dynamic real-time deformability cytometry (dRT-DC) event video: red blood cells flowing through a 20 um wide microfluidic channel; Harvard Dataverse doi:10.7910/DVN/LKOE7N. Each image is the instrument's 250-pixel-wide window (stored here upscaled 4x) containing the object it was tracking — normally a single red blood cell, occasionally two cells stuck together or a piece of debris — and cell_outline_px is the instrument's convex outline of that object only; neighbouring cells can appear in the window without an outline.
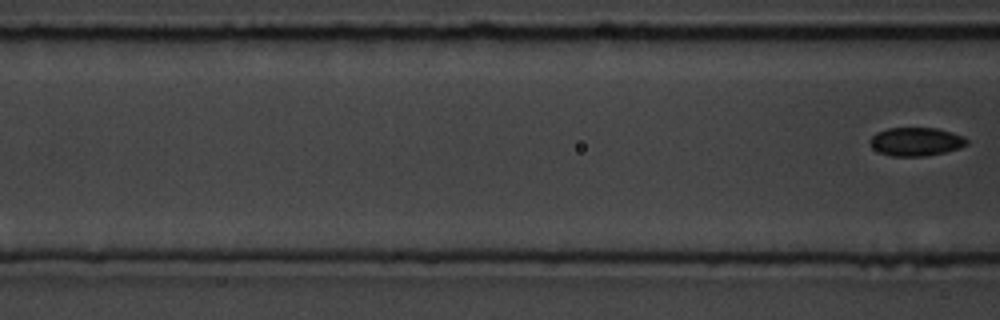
{"species": "common noctule bat (a hibernating species)", "species_latin": "Nyctalus noctula", "temperature_condition": "room temperature", "stored_images_in_passage": 4, "segment_of_instrument_passage": [2, 2], "camera_frame_rate_fps": 3000, "um_per_image_px": 0.085, "animal": {"sex": "male", "body_mass_g": 19.5, "forearm_length_mm": 54.6}, "frame": {"image": 1, "passage_image": 4, "time_ms": 4.333, "image_size_px": [1000, 320], "cell_outline_px": [[968, 144], [960, 148], [928, 156], [892, 156], [880, 152], [872, 148], [868, 140], [876, 132], [888, 128], [936, 128], [952, 132], [964, 136], [968, 140]], "centroid_in_image_um": [77.86, 12.04], "position_along_channel_um": 88.7, "area_um2": 16.18}}